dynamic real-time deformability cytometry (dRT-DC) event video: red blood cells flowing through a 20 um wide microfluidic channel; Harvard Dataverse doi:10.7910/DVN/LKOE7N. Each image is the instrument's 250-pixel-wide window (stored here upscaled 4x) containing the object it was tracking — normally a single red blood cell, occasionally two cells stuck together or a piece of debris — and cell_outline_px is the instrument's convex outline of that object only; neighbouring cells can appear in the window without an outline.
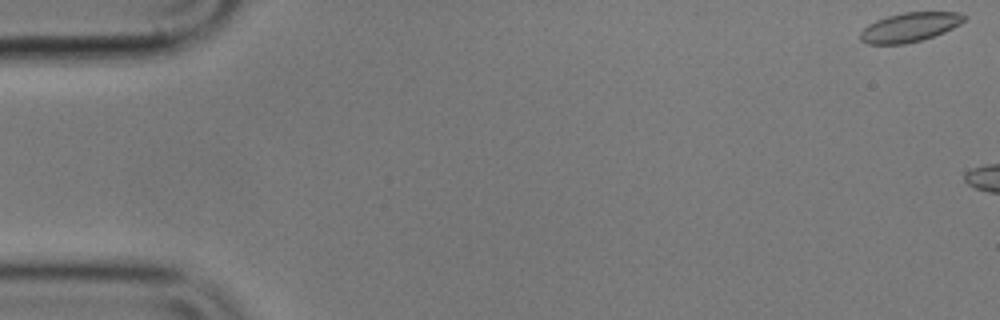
{"species": "common noctule bat (a hibernating species)", "species_latin": "Nyctalus noctula", "temperature_condition": "cold", "stored_images_in_passage": 6, "camera_frame_rate_fps": 3000, "um_per_image_px": 0.085, "animal": {"sex": "male", "body_mass_g": 17.9}, "frame": {"image": 1, "passage_image": 1, "time_ms": 0.0, "image_size_px": [1000, 320], "cell_outline_px": [[968, 16], [960, 24], [944, 32], [920, 40], [904, 44], [868, 44], [860, 40], [860, 32], [868, 24], [876, 20], [888, 16], [904, 12], [960, 12]], "centroid_in_image_um": [77.32, 2.3], "position_along_channel_um": 7.7, "area_um2": 17.63}}